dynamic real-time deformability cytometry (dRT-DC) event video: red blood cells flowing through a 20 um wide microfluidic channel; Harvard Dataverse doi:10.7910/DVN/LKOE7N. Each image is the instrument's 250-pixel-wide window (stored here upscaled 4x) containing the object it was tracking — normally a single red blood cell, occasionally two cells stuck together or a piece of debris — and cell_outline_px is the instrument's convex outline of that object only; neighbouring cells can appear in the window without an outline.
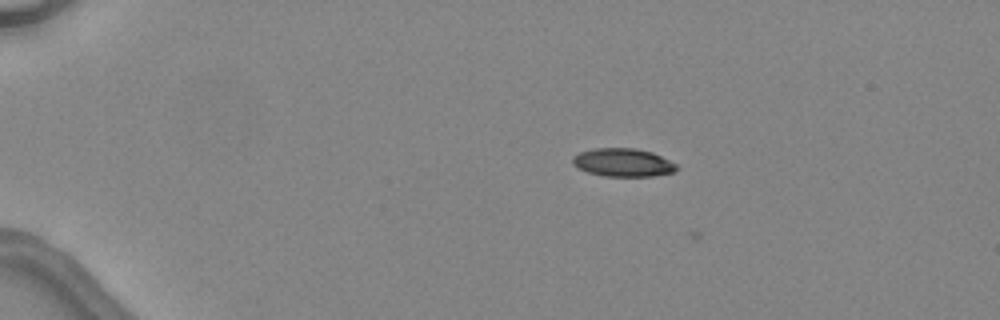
{"species": "common noctule bat (a hibernating species)", "species_latin": "Nyctalus noctula", "temperature_condition": "warm", "stored_images_in_passage": 8, "camera_frame_rate_fps": 3000, "um_per_image_px": 0.085, "animal": {"sex": "female", "body_mass_g": 24.6, "forearm_length_mm": 56.2}, "frame": {"image": 1, "passage_image": 4, "time_ms": 3.667, "image_size_px": [1000, 320], "cell_outline_px": [[680, 168], [676, 172], [652, 176], [604, 176], [588, 172], [572, 164], [572, 156], [580, 152], [596, 148], [636, 148], [652, 152], [676, 164]], "centroid_in_image_um": [52.97, 13.81], "position_along_channel_um": 32.0, "area_um2": 17.11}}